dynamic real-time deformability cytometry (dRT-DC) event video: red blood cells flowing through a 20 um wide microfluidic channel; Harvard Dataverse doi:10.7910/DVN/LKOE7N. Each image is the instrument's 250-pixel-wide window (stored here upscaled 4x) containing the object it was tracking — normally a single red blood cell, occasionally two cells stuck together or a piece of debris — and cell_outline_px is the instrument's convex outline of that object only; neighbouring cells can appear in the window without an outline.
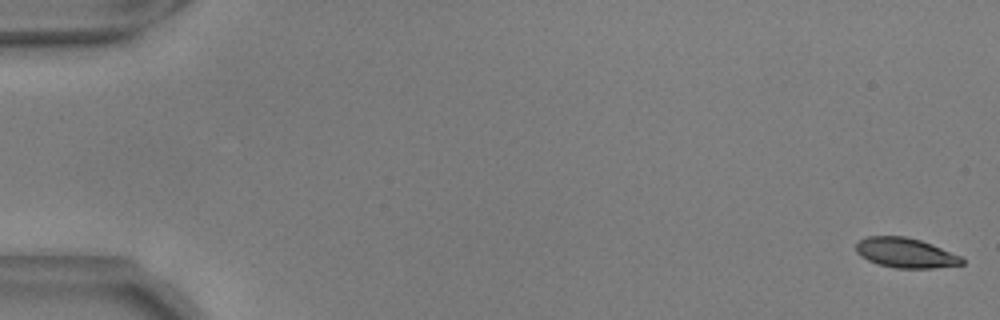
{"species": "common noctule bat (a hibernating species)", "species_latin": "Nyctalus noctula", "temperature_condition": "warm", "stored_images_in_passage": 55, "camera_frame_rate_fps": 3000, "um_per_image_px": 0.085, "animal": {"sex": "male", "body_mass_g": 17.9, "forearm_length_mm": 54.2}, "frame": {"image": 1, "passage_image": 1, "time_ms": 0.0, "image_size_px": [1000, 320], "cell_outline_px": [[964, 264], [932, 268], [896, 268], [876, 264], [860, 256], [856, 252], [856, 244], [860, 240], [868, 236], [904, 236], [920, 240], [932, 244], [960, 256], [964, 260]], "centroid_in_image_um": [76.95, 21.49], "position_along_channel_um": 8.1, "area_um2": 18.38}}
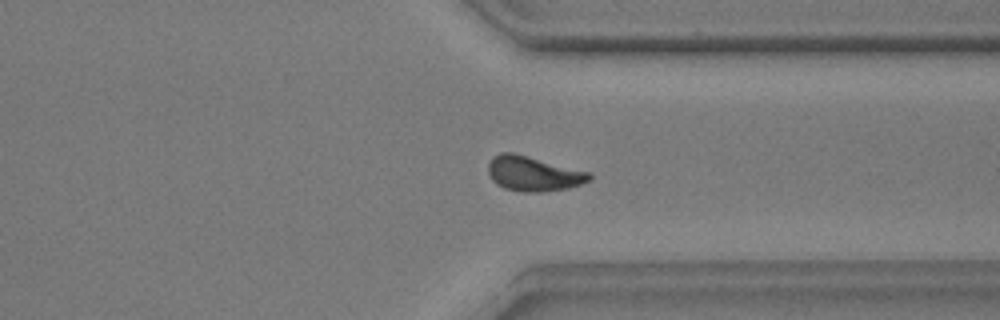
{"frame": {"image": 2, "passage_image": 43, "time_ms": 14.0, "image_size_px": [1000, 320], "cell_outline_px": [[592, 180], [568, 188], [544, 192], [520, 192], [504, 188], [496, 184], [492, 180], [488, 172], [488, 164], [492, 156], [500, 152], [512, 152], [588, 172], [592, 176]], "centroid_in_image_um": [45.29, 14.77], "position_along_channel_um": 366.1, "area_um2": 20.52}}
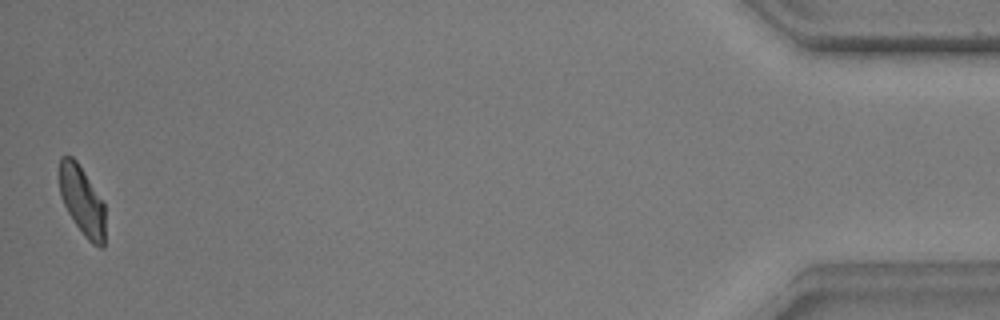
{"frame": {"image": 3, "passage_image": 55, "time_ms": 18.0, "image_size_px": [1000, 320], "cell_outline_px": [[104, 248], [100, 248], [92, 244], [84, 236], [68, 212], [60, 196], [60, 156], [72, 156], [76, 160], [84, 172], [104, 204]], "centroid_in_image_um": [6.97, 17.09], "position_along_channel_um": 428.2, "area_um2": 18.09}, "authors_computed_cell_mechanics": {"area_um2": 19.8254, "velocity_mm_per_s": 3.6781, "shape_relaxation_time_tau1_ms": 5.6348, "shape_relaxation_time_tau2_ms": 2.6315, "deformation_change_tau1": 0.1444, "deformation_change_tau2": 0.0721}}